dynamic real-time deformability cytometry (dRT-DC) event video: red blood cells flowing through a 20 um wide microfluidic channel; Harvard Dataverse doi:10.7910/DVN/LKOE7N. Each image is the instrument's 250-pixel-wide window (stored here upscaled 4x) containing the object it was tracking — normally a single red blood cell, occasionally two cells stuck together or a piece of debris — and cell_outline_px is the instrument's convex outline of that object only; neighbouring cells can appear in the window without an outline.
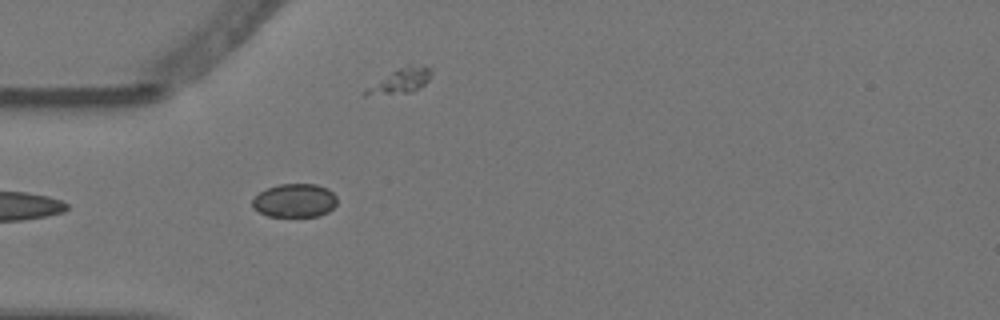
{"species": "Egyptian fruit bat (a non-hibernating species)", "species_latin": "Rousettus aegyptiacus", "temperature_condition": "warm", "stored_images_in_passage": 3, "camera_frame_rate_fps": 3000, "um_per_image_px": 0.085, "animal": {"sex": "female"}, "frame": {"image": 1, "passage_image": 2, "time_ms": 0.333, "image_size_px": [1000, 320], "cell_outline_px": [[336, 204], [328, 212], [316, 216], [268, 216], [260, 212], [252, 204], [252, 200], [260, 192], [268, 188], [280, 184], [316, 184], [328, 188], [336, 196]], "centroid_in_image_um": [25.08, 17.03], "position_along_channel_um": 59.9, "area_um2": 16.36}}
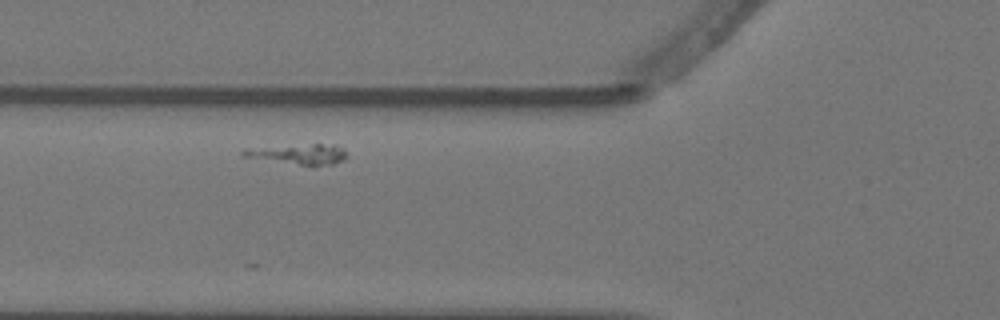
{"frame": {"image": 2, "passage_image": 3, "time_ms": 0.667, "image_size_px": [1000, 320], "cell_outline_px": [[348, 156], [344, 160], [332, 164], [300, 164], [244, 156], [240, 152], [312, 144], [332, 144], [344, 148]], "centroid_in_image_um": [25.7, 13.11], "position_along_channel_um": 100.1, "area_um2": 10.87}}